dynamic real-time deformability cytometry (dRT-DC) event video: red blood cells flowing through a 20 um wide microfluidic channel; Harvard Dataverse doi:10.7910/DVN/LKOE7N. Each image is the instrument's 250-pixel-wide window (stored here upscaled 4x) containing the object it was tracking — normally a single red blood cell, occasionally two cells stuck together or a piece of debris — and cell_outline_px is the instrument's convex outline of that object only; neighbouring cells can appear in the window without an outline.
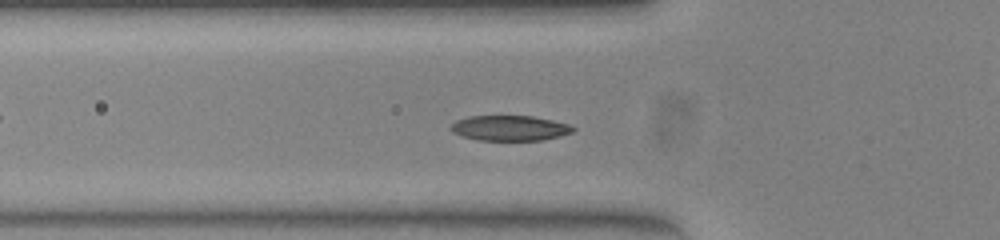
{"species": "common noctule bat (a hibernating species)", "species_latin": "Nyctalus noctula", "temperature_condition": "warm", "stored_images_in_passage": 50, "camera_frame_rate_fps": 3000, "um_per_image_px": 0.085, "animal": {"sex": "female", "body_mass_g": 23.0, "forearm_length_mm": 53.4}, "frame": {"image": 1, "passage_image": 14, "time_ms": 4.333, "image_size_px": [1000, 240], "cell_outline_px": [[576, 128], [572, 132], [560, 136], [540, 140], [480, 140], [460, 136], [452, 132], [448, 128], [456, 120], [468, 116], [532, 116], [552, 120], [568, 124]], "centroid_in_image_um": [43.29, 10.88], "position_along_channel_um": 82.5, "area_um2": 17.98}}
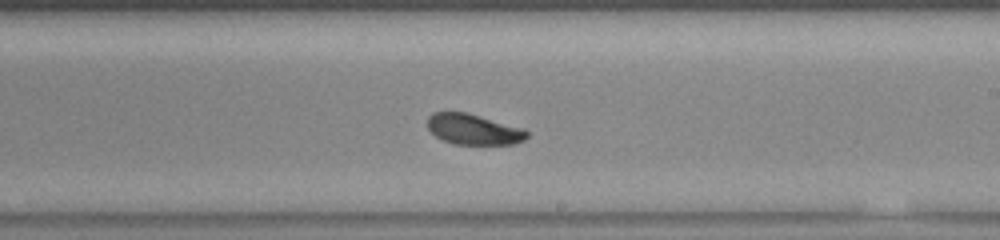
{"frame": {"image": 2, "passage_image": 27, "time_ms": 8.667, "image_size_px": [1000, 240], "cell_outline_px": [[528, 136], [524, 140], [512, 144], [452, 144], [436, 136], [428, 128], [428, 116], [432, 112], [468, 112], [520, 128], [528, 132]], "centroid_in_image_um": [40.21, 10.99], "position_along_channel_um": 248.8, "area_um2": 17.51}}
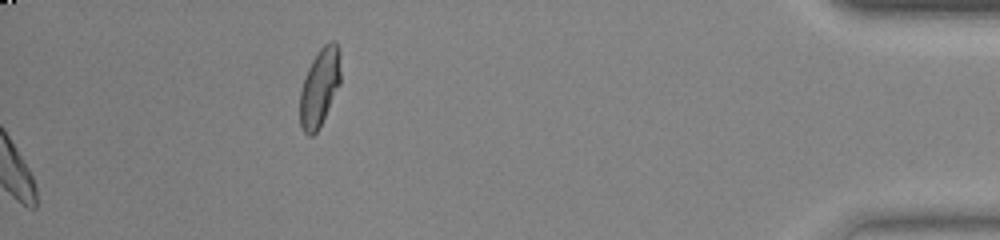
{"frame": {"image": 3, "passage_image": 50, "time_ms": 16.333, "image_size_px": [1000, 240], "cell_outline_px": [[340, 84], [316, 132], [312, 136], [308, 136], [304, 132], [300, 124], [300, 92], [308, 68], [316, 52], [324, 44], [332, 40], [336, 40], [340, 48]], "centroid_in_image_um": [27.18, 7.36], "position_along_channel_um": 408.0, "area_um2": 18.38}, "authors_computed_cell_mechanics": {"area_um2": 18.5249, "velocity_mm_per_s": 3.8371, "shape_relaxation_time_tau1_ms": 1.159, "shape_relaxation_time_tau2_ms": 7.7817, "deformation_change_tau1": 0.1022, "deformation_change_tau2": 0.1382}}